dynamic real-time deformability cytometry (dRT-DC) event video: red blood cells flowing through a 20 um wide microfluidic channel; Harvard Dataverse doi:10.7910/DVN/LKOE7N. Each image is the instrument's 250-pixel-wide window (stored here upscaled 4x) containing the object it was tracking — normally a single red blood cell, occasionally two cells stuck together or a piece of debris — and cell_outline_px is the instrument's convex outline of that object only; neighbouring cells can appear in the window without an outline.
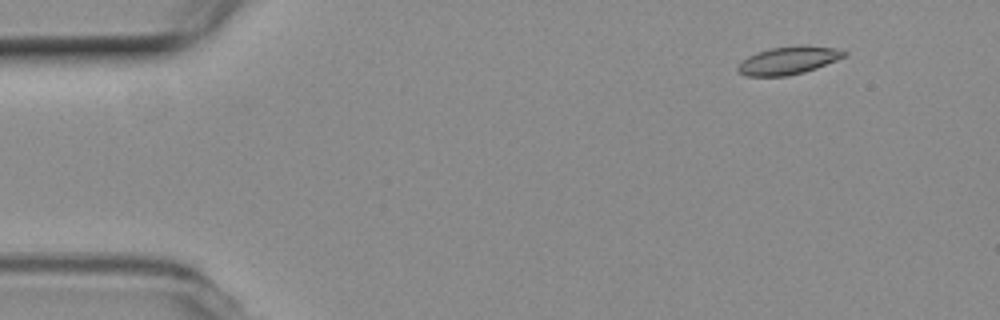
{"species": "common noctule bat (a hibernating species)", "species_latin": "Nyctalus noctula", "temperature_condition": "room temperature", "stored_images_in_passage": 5, "camera_frame_rate_fps": 3000, "um_per_image_px": 0.085, "animal": {"sex": "female", "body_mass_g": 19.3, "forearm_length_mm": 54.1}, "frame": {"image": 1, "passage_image": 1, "time_ms": 0.0, "image_size_px": [1000, 320], "cell_outline_px": [[848, 56], [816, 68], [804, 72], [788, 76], [744, 76], [736, 68], [748, 56], [756, 52], [772, 48], [832, 48], [848, 52]], "centroid_in_image_um": [66.99, 5.19], "position_along_channel_um": 18.0, "area_um2": 16.42}}
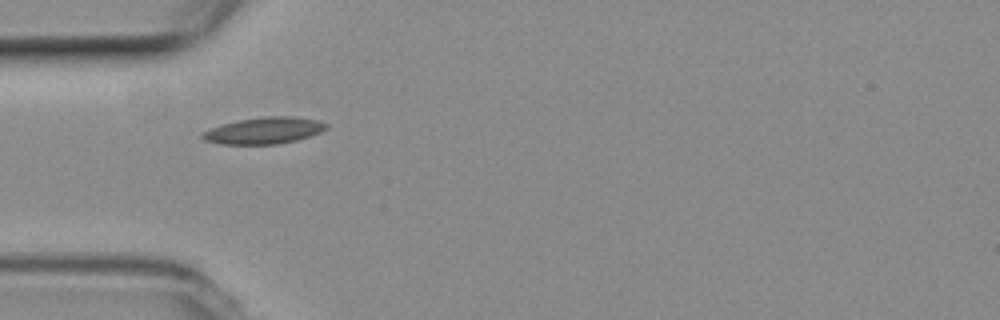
{"frame": {"image": 2, "passage_image": 4, "time_ms": 1.0, "image_size_px": [1000, 320], "cell_outline_px": [[328, 128], [320, 132], [296, 140], [276, 144], [220, 144], [204, 140], [200, 136], [200, 132], [224, 124], [240, 120], [264, 116], [292, 116], [316, 120], [328, 124]], "centroid_in_image_um": [22.43, 11.1], "position_along_channel_um": 62.6, "area_um2": 19.02}}
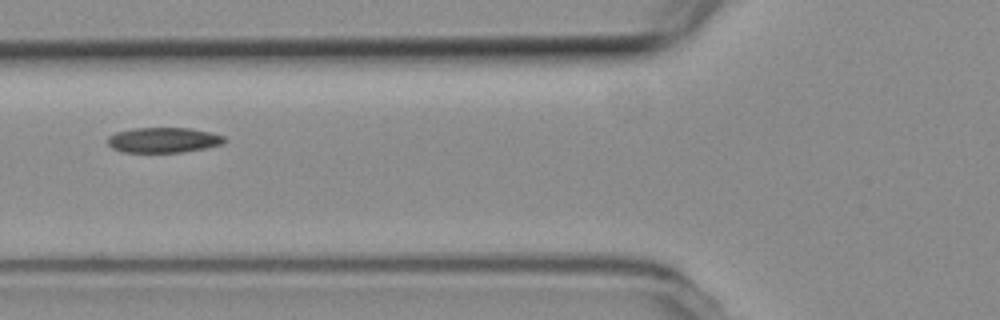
{"frame": {"image": 3, "passage_image": 5, "time_ms": 1.333, "image_size_px": [1000, 320], "cell_outline_px": [[228, 140], [224, 144], [184, 152], [124, 152], [112, 148], [108, 144], [108, 136], [116, 132], [132, 128], [188, 128], [208, 132], [224, 136]], "centroid_in_image_um": [13.9, 11.9], "position_along_channel_um": 111.9, "area_um2": 17.17}}